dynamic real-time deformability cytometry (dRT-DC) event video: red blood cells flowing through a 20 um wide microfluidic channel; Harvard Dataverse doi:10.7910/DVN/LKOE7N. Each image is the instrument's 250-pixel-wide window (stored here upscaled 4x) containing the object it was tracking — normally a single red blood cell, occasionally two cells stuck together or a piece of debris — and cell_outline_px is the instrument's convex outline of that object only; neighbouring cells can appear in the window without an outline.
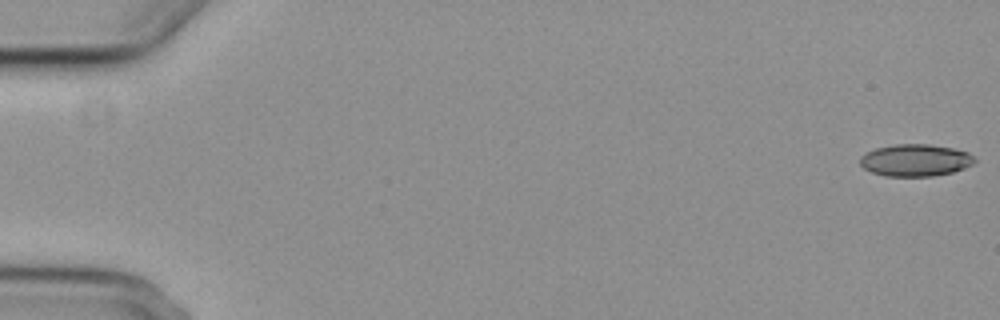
{"species": "common noctule bat (a hibernating species)", "species_latin": "Nyctalus noctula", "temperature_condition": "cold", "stored_images_in_passage": 5, "camera_frame_rate_fps": 3000, "um_per_image_px": 0.085, "animal": {"sex": "female", "body_mass_g": 29.2, "forearm_length_mm": 56.3}, "frame": {"image": 1, "passage_image": 1, "time_ms": 0.0, "image_size_px": [1000, 320], "cell_outline_px": [[976, 160], [972, 164], [964, 168], [952, 172], [932, 176], [884, 176], [872, 172], [864, 168], [860, 164], [860, 156], [864, 152], [876, 148], [896, 144], [928, 144], [952, 148], [968, 152], [976, 156]], "centroid_in_image_um": [77.8, 13.61], "position_along_channel_um": 7.2, "area_um2": 21.5}}
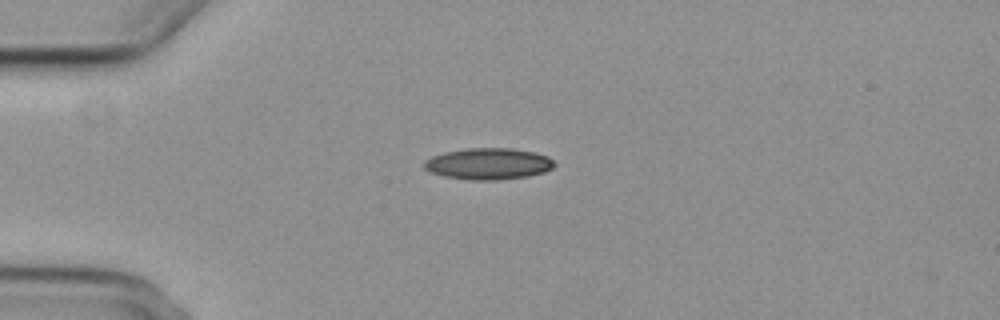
{"frame": {"image": 2, "passage_image": 5, "time_ms": 4.667, "image_size_px": [1000, 320], "cell_outline_px": [[556, 164], [552, 168], [544, 172], [528, 176], [496, 180], [472, 180], [444, 176], [432, 172], [424, 168], [424, 160], [432, 156], [444, 152], [468, 148], [512, 148], [532, 152], [548, 156]], "centroid_in_image_um": [41.51, 13.92], "position_along_channel_um": 43.5, "area_um2": 23.76}}